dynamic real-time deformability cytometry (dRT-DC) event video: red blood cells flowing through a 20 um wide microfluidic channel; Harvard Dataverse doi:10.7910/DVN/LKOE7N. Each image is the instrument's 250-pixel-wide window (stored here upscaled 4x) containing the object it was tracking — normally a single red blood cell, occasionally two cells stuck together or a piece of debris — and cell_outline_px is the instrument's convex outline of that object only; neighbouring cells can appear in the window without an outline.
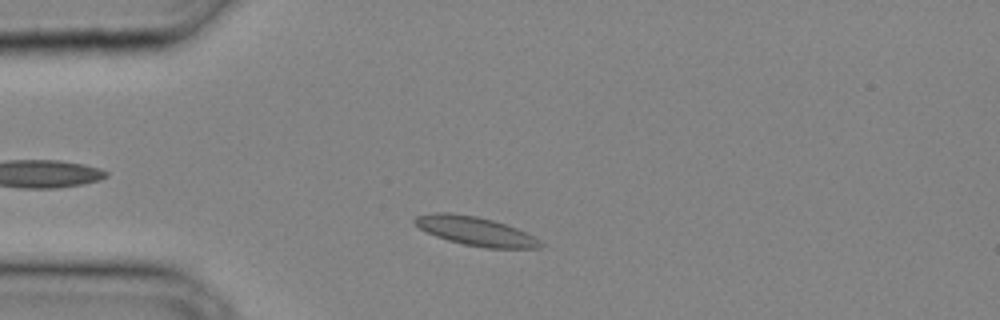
{"species": "common noctule bat (a hibernating species)", "species_latin": "Nyctalus noctula", "temperature_condition": "cold", "stored_images_in_passage": 28, "camera_frame_rate_fps": 3000, "um_per_image_px": 0.085, "animal": {"sex": "male", "body_mass_g": 20.4}, "frame": {"image": 1, "passage_image": 4, "time_ms": 1.0, "image_size_px": [1000, 320], "cell_outline_px": [[544, 244], [540, 248], [488, 248], [464, 244], [448, 240], [436, 236], [420, 228], [412, 220], [416, 216], [432, 212], [448, 212], [476, 216], [492, 220], [516, 228], [540, 240]], "centroid_in_image_um": [40.4, 19.64], "position_along_channel_um": 44.6, "area_um2": 20.87}}
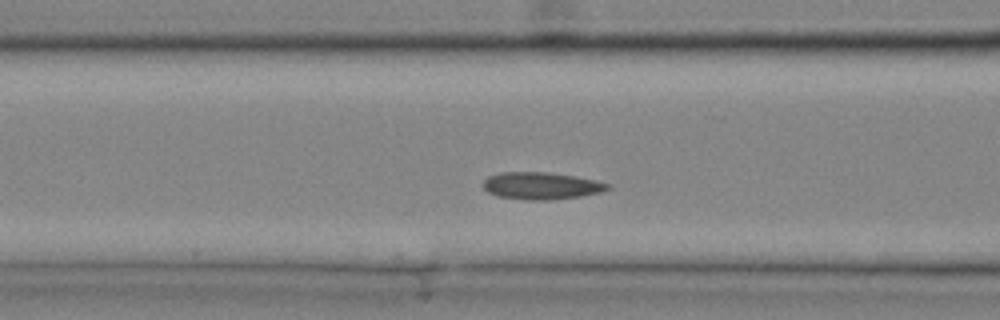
{"frame": {"image": 2, "passage_image": 9, "time_ms": 2.667, "image_size_px": [1000, 320], "cell_outline_px": [[612, 188], [600, 192], [580, 196], [548, 200], [524, 200], [500, 196], [488, 192], [480, 184], [488, 176], [500, 172], [548, 172], [596, 180], [612, 184]], "centroid_in_image_um": [46.0, 15.79], "position_along_channel_um": 120.6, "area_um2": 19.77}}
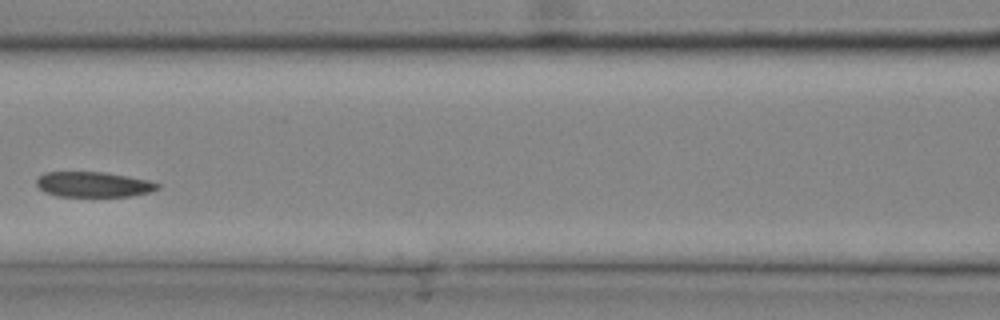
{"frame": {"image": 3, "passage_image": 11, "time_ms": 3.333, "image_size_px": [1000, 320], "cell_outline_px": [[160, 188], [148, 192], [132, 196], [56, 196], [44, 192], [36, 184], [36, 180], [44, 172], [104, 172], [148, 180], [160, 184]], "centroid_in_image_um": [7.93, 15.68], "position_along_channel_um": 158.7, "area_um2": 17.74}}